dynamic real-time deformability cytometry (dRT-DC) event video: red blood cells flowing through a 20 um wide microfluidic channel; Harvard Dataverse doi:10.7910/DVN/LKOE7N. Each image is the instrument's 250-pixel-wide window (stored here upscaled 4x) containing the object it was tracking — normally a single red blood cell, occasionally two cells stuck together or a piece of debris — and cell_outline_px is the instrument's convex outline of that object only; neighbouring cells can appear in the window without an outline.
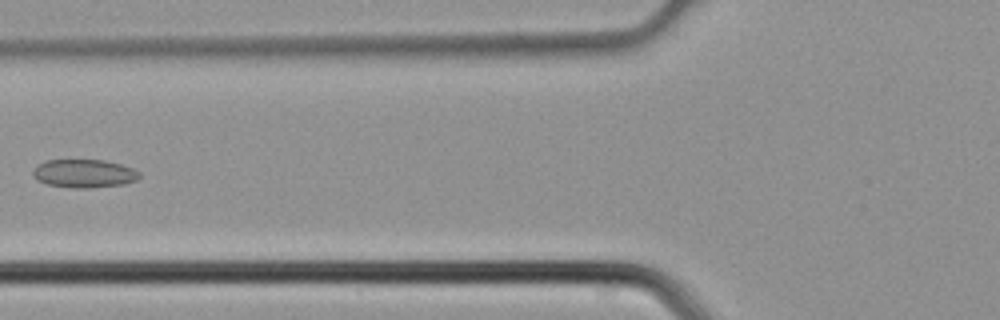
{"species": "common noctule bat (a hibernating species)", "species_latin": "Nyctalus noctula", "temperature_condition": "cold", "stored_images_in_passage": 5, "camera_frame_rate_fps": 3000, "um_per_image_px": 0.085, "animal": {"sex": "male", "body_mass_g": 21.5, "forearm_length_mm": 52.0}, "frame": {"image": 1, "passage_image": 5, "time_ms": 1.333, "image_size_px": [1000, 320], "cell_outline_px": [[140, 176], [136, 180], [124, 184], [88, 188], [72, 188], [48, 184], [36, 180], [32, 176], [32, 172], [44, 160], [104, 160], [120, 164], [132, 168], [140, 172]], "centroid_in_image_um": [7.15, 14.75], "position_along_channel_um": 118.7, "area_um2": 17.51}}